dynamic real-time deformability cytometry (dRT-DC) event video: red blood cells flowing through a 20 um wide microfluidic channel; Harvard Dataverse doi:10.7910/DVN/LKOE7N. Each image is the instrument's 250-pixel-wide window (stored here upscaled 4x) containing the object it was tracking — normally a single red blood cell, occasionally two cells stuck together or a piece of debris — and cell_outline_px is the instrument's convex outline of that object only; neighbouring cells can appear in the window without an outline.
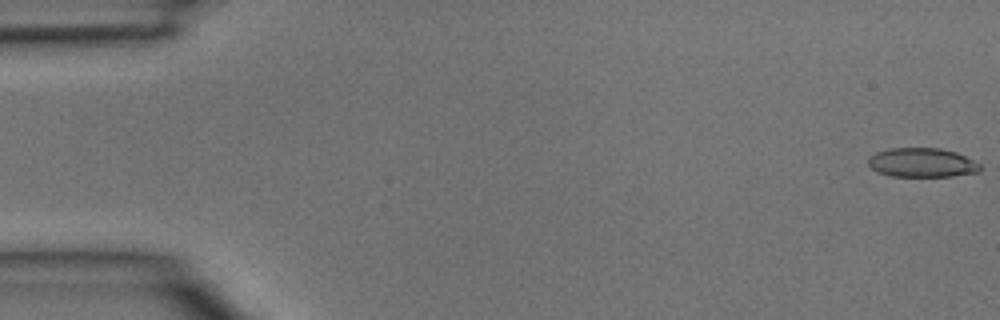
{"species": "common noctule bat (a hibernating species)", "species_latin": "Nyctalus noctula", "temperature_condition": "room temperature", "stored_images_in_passage": 4, "camera_frame_rate_fps": 3000, "um_per_image_px": 0.085, "animal": {"sex": "male", "body_mass_g": 15.6}, "frame": {"image": 1, "passage_image": 1, "time_ms": 0.0, "image_size_px": [1000, 320], "cell_outline_px": [[980, 172], [952, 176], [892, 176], [880, 172], [872, 168], [868, 164], [868, 156], [876, 152], [892, 148], [940, 148], [956, 152], [980, 164]], "centroid_in_image_um": [78.37, 13.82], "position_along_channel_um": 6.6, "area_um2": 18.9}}
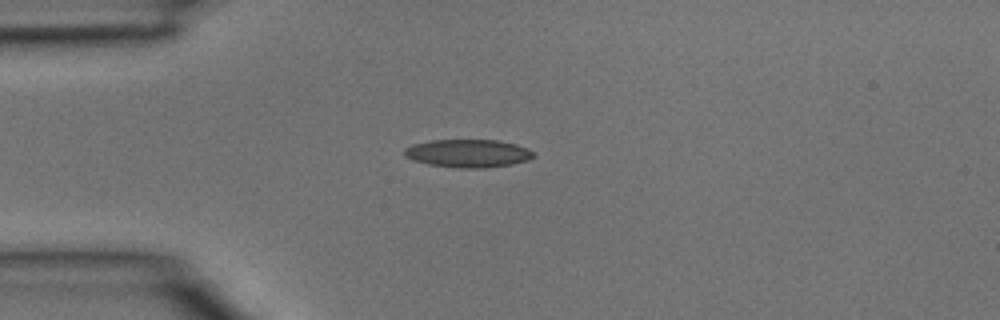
{"frame": {"image": 2, "passage_image": 4, "time_ms": 1.0, "image_size_px": [1000, 320], "cell_outline_px": [[536, 156], [528, 160], [512, 164], [484, 168], [460, 168], [428, 164], [412, 160], [404, 156], [404, 148], [412, 144], [432, 140], [500, 140], [516, 144], [532, 152]], "centroid_in_image_um": [39.75, 13.03], "position_along_channel_um": 45.2, "area_um2": 21.1}}